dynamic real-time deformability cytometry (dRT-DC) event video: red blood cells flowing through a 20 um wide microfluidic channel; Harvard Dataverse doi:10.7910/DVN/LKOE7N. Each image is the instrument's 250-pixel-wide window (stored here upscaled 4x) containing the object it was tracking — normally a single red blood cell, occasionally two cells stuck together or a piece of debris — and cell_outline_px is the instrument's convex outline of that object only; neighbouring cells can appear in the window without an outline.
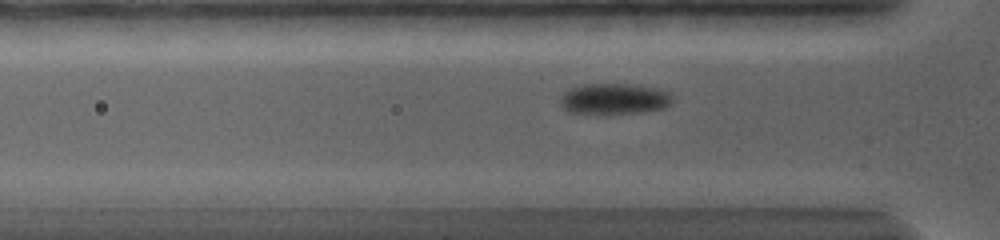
{"species": "common noctule bat (a hibernating species)", "species_latin": "Nyctalus noctula", "temperature_condition": "warm", "stored_images_in_passage": 67, "camera_frame_rate_fps": 5000, "um_per_image_px": 0.085, "animal": {"sex": "female", "body_mass_g": 19.0, "forearm_length_mm": 56.7}, "frame": {"image": 1, "passage_image": 10, "time_ms": 3.6, "image_size_px": [1000, 240], "cell_outline_px": [[672, 100], [664, 108], [640, 112], [568, 112], [560, 104], [560, 96], [564, 92], [572, 88], [584, 84], [636, 84], [660, 88], [668, 92], [672, 96]], "centroid_in_image_um": [52.23, 8.36], "position_along_channel_um": 73.6, "area_um2": 19.83}}
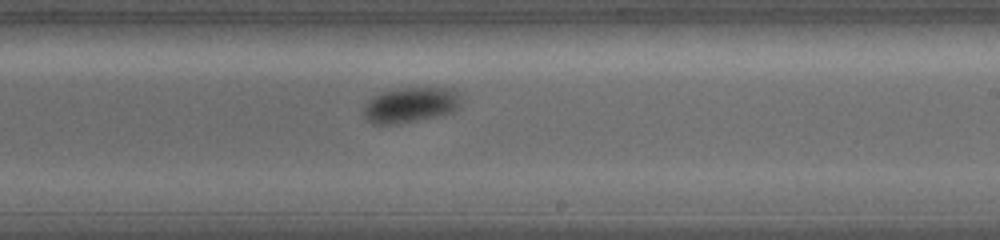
{"frame": {"image": 2, "passage_image": 24, "time_ms": 8.6, "image_size_px": [1000, 240], "cell_outline_px": [[460, 108], [452, 112], [440, 116], [392, 124], [372, 124], [364, 116], [364, 104], [372, 96], [384, 92], [400, 88], [452, 88], [460, 92]], "centroid_in_image_um": [34.92, 8.91], "position_along_channel_um": 254.1, "area_um2": 20.11}}
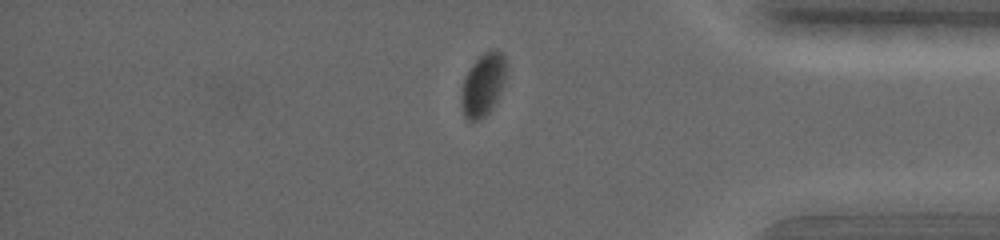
{"frame": {"image": 3, "passage_image": 51, "time_ms": 13.0, "image_size_px": [1000, 240], "cell_outline_px": [[508, 68], [496, 104], [480, 120], [468, 120], [464, 116], [460, 108], [460, 92], [464, 76], [472, 64], [484, 52], [496, 48], [504, 56]], "centroid_in_image_um": [41.04, 7.2], "position_along_channel_um": 394.2, "area_um2": 16.82}, "authors_computed_cell_mechanics": {"area_um2": 19.074, "velocity_mm_per_s": 3.6179, "shape_relaxation_time_tau1_ms": 2.1111, "shape_relaxation_time_tau2_ms": null, "deformation_change_tau1": 0.1024, "deformation_change_tau2": null}}